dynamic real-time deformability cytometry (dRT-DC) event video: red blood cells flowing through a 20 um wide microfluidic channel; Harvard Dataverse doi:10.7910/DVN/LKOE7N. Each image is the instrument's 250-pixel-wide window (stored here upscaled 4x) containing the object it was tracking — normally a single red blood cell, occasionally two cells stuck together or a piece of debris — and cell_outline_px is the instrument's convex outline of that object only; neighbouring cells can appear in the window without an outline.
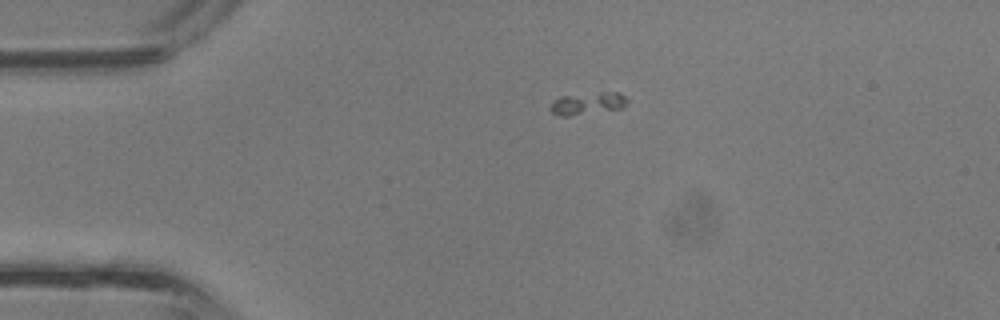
{"species": "common noctule bat (a hibernating species)", "species_latin": "Nyctalus noctula", "temperature_condition": "room temperature", "stored_images_in_passage": 9, "camera_frame_rate_fps": 3000, "um_per_image_px": 0.085, "animal": {"sex": "male", "body_mass_g": 13.3}, "frame": {"image": 1, "passage_image": 3, "time_ms": 0.667, "image_size_px": [1000, 320], "cell_outline_px": [[628, 104], [624, 108], [568, 116], [560, 116], [552, 112], [552, 100], [560, 96], [600, 92], [620, 92], [628, 100]], "centroid_in_image_um": [50.0, 8.78], "position_along_channel_um": 35.0, "area_um2": 10.0}}